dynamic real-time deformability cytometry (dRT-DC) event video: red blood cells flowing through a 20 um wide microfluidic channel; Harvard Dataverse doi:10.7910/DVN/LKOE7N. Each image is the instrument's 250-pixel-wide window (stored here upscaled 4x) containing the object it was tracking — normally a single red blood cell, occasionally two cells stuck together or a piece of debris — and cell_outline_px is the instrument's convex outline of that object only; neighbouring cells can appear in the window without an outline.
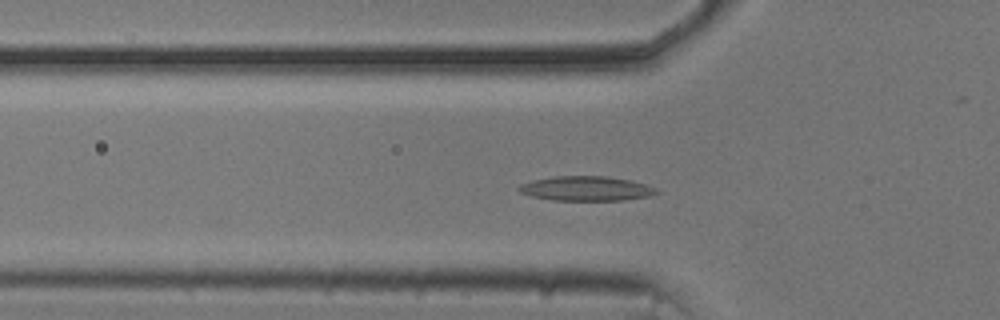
{"species": "common noctule bat (a hibernating species)", "species_latin": "Nyctalus noctula", "temperature_condition": "cold", "stored_images_in_passage": 47, "camera_frame_rate_fps": 3000, "um_per_image_px": 0.085, "animal": {"sex": "male", "body_mass_g": 20.5, "forearm_length_mm": 52.5}, "frame": {"image": 1, "passage_image": 17, "time_ms": 5.333, "image_size_px": [1000, 320], "cell_outline_px": [[660, 192], [652, 196], [624, 200], [552, 200], [532, 196], [520, 192], [516, 188], [520, 184], [532, 180], [556, 176], [608, 176], [632, 180], [656, 188]], "centroid_in_image_um": [49.85, 16.02], "position_along_channel_um": 76.0, "area_um2": 19.83}}
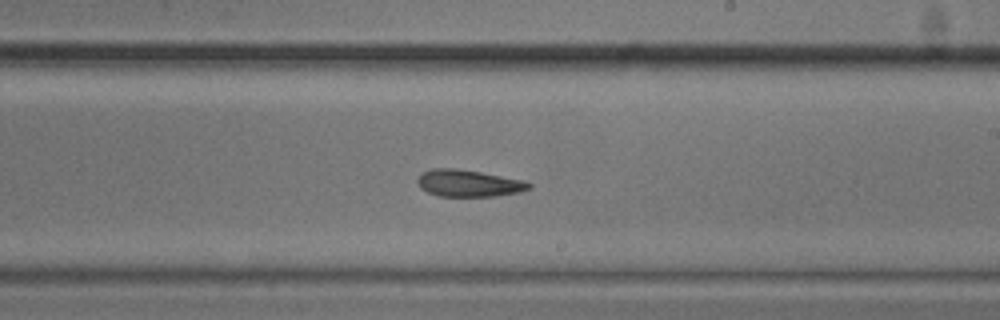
{"frame": {"image": 2, "passage_image": 31, "time_ms": 10.0, "image_size_px": [1000, 320], "cell_outline_px": [[532, 188], [520, 192], [496, 196], [440, 196], [428, 192], [420, 188], [416, 180], [424, 172], [432, 168], [456, 168], [480, 172], [524, 180], [532, 184]], "centroid_in_image_um": [39.86, 15.58], "position_along_channel_um": 249.1, "area_um2": 17.46}}
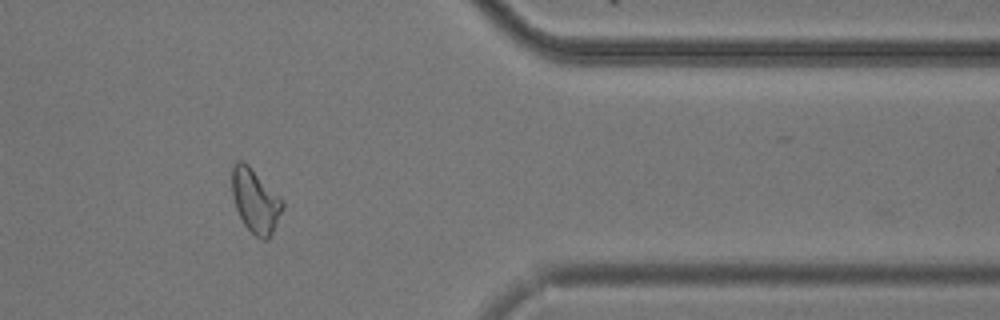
{"frame": {"image": 3, "passage_image": 44, "time_ms": 14.333, "image_size_px": [1000, 320], "cell_outline_px": [[284, 208], [268, 240], [264, 240], [256, 236], [244, 224], [236, 208], [232, 196], [232, 164], [236, 160], [244, 160], [284, 200]], "centroid_in_image_um": [21.7, 17.03], "position_along_channel_um": 389.7, "area_um2": 18.9}}